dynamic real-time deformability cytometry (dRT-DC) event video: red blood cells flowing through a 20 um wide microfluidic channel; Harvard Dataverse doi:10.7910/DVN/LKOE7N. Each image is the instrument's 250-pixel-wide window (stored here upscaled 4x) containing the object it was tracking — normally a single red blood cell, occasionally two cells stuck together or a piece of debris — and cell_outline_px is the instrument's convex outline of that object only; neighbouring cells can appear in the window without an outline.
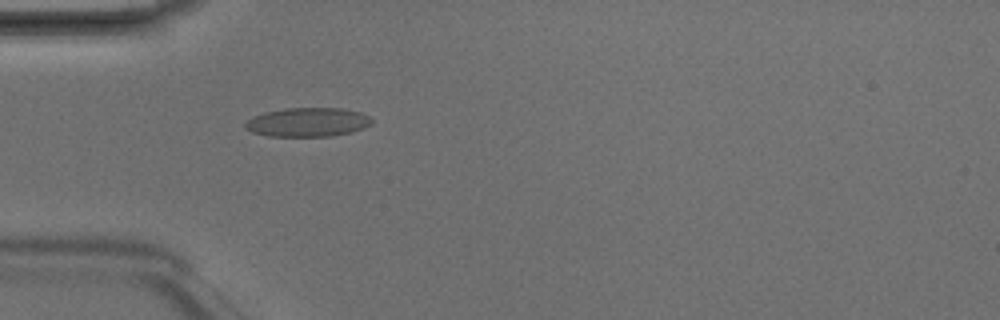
{"species": "Egyptian fruit bat (a non-hibernating species)", "species_latin": "Rousettus aegyptiacus", "temperature_condition": "room temperature", "stored_images_in_passage": 4, "camera_frame_rate_fps": 3000, "um_per_image_px": 0.085, "animal": {"sex": "male"}, "frame": {"image": 1, "passage_image": 4, "time_ms": 1.0, "image_size_px": [1000, 320], "cell_outline_px": [[372, 124], [364, 128], [352, 132], [332, 136], [268, 136], [252, 132], [244, 128], [244, 124], [252, 116], [264, 112], [284, 108], [340, 108], [360, 112], [368, 116], [372, 120]], "centroid_in_image_um": [26.14, 10.38], "position_along_channel_um": 58.9, "area_um2": 21.5}}